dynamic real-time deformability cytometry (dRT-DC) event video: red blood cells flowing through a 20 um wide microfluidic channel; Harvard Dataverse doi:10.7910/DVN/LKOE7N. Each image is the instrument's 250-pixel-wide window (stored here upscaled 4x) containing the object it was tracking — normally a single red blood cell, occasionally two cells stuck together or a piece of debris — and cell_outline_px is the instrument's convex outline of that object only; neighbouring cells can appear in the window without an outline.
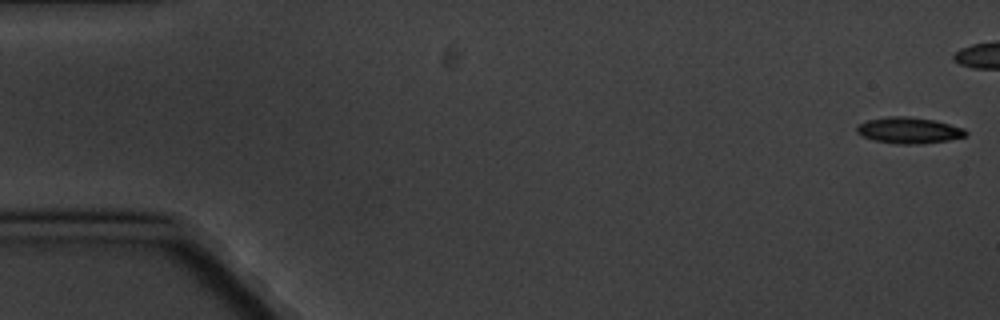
{"species": "common noctule bat (a hibernating species)", "species_latin": "Nyctalus noctula", "temperature_condition": "cold", "stored_images_in_passage": 4, "camera_frame_rate_fps": 3000, "um_per_image_px": 0.085, "animal": {"sex": "male", "body_mass_g": 20.1, "forearm_length_mm": 53.5}, "frame": {"image": 1, "passage_image": 1, "time_ms": 0.0, "image_size_px": [1000, 320], "cell_outline_px": [[968, 136], [948, 140], [920, 144], [904, 144], [872, 140], [856, 132], [856, 124], [868, 120], [888, 116], [908, 116], [936, 120], [964, 128], [968, 132]], "centroid_in_image_um": [77.27, 11.07], "position_along_channel_um": 7.7, "area_um2": 16.76}}